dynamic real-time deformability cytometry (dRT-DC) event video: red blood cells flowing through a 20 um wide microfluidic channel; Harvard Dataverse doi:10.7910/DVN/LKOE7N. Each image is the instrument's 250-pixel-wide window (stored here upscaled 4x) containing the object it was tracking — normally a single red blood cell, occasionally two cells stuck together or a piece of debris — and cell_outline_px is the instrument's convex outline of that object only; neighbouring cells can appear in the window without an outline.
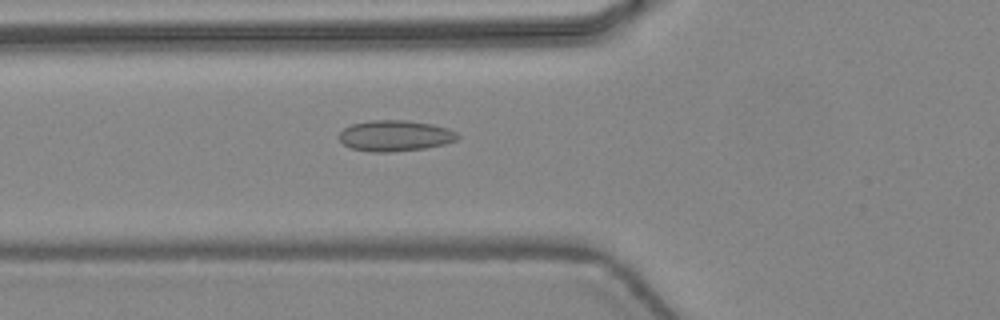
{"species": "common noctule bat (a hibernating species)", "species_latin": "Nyctalus noctula", "temperature_condition": "warm", "stored_images_in_passage": 27, "camera_frame_rate_fps": 3000, "um_per_image_px": 0.085, "animal": {"sex": "female", "body_mass_g": 24.6, "forearm_length_mm": 56.2}, "frame": {"image": 1, "passage_image": 3, "time_ms": 0.667, "image_size_px": [1000, 320], "cell_outline_px": [[460, 136], [456, 140], [444, 144], [428, 148], [388, 152], [372, 152], [352, 148], [344, 144], [340, 140], [340, 132], [344, 128], [352, 124], [368, 120], [408, 120], [432, 124], [448, 128], [456, 132]], "centroid_in_image_um": [33.6, 11.53], "position_along_channel_um": 92.2, "area_um2": 21.39}}
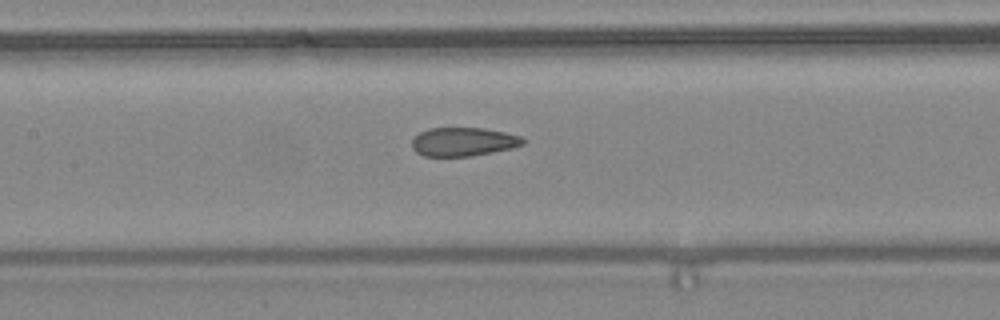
{"frame": {"image": 2, "passage_image": 8, "time_ms": 2.333, "image_size_px": [1000, 320], "cell_outline_px": [[524, 144], [512, 148], [472, 156], [424, 156], [416, 152], [412, 148], [412, 136], [428, 128], [484, 128], [504, 132], [520, 136], [524, 140]], "centroid_in_image_um": [39.34, 12.05], "position_along_channel_um": 168.1, "area_um2": 18.61}}
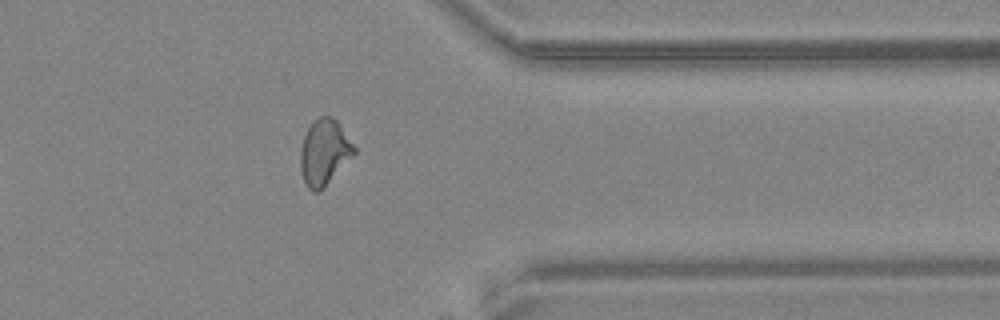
{"frame": {"image": 3, "passage_image": 23, "time_ms": 7.333, "image_size_px": [1000, 320], "cell_outline_px": [[356, 152], [324, 188], [320, 192], [312, 192], [308, 188], [304, 180], [300, 168], [300, 152], [304, 136], [312, 120], [320, 116], [328, 116], [336, 120], [356, 148]], "centroid_in_image_um": [27.55, 12.96], "position_along_channel_um": 383.9, "area_um2": 20.46}, "authors_computed_cell_mechanics": {"area_um2": 19.7098, "velocity_mm_per_s": 4.4964, "shape_relaxation_time_tau1_ms": null, "shape_relaxation_time_tau2_ms": 1.3731, "deformation_change_tau1": null, "deformation_change_tau2": 0.0824}}